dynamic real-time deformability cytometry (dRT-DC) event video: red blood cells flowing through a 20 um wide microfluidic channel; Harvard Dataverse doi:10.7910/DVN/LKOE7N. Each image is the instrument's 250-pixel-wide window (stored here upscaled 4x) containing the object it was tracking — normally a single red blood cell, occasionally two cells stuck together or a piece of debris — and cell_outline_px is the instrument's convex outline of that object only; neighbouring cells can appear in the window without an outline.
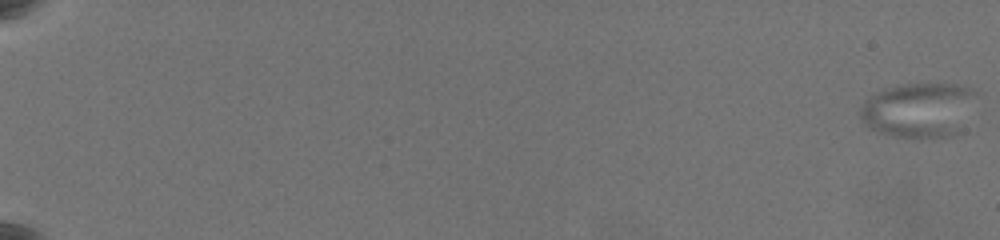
{"species": "common noctule bat (a hibernating species)", "species_latin": "Nyctalus noctula", "temperature_condition": "warm", "stored_images_in_passage": 63, "camera_frame_rate_fps": 3000, "um_per_image_px": 0.085, "animal": {"sex": "female", "body_mass_g": 19.5, "forearm_length_mm": 54.1}, "frame": {"image": 1, "passage_image": 1, "time_ms": 0.0, "image_size_px": [1000, 240], "cell_outline_px": [[980, 92], [956, 136], [892, 136], [868, 128], [864, 124], [860, 116], [860, 108], [876, 92], [888, 88], [904, 84], [956, 84]], "centroid_in_image_um": [78.12, 9.33], "position_along_channel_um": 6.9, "area_um2": 36.53}}
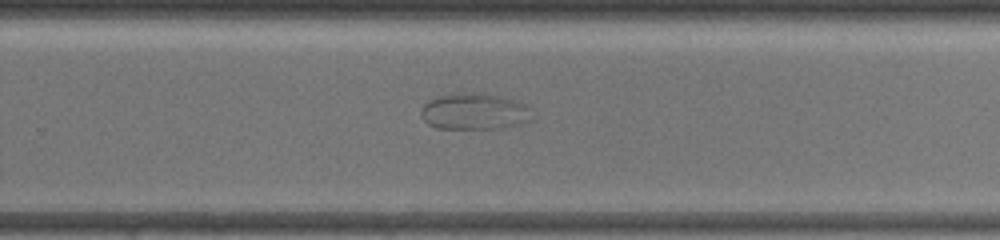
{"frame": {"image": 2, "passage_image": 45, "time_ms": 14.667, "image_size_px": [1000, 240], "cell_outline_px": [[532, 120], [500, 128], [436, 128], [428, 124], [420, 116], [420, 112], [424, 104], [440, 96], [460, 92], [480, 92], [512, 100], [524, 104], [528, 108]], "centroid_in_image_um": [40.27, 9.47], "position_along_channel_um": 289.5, "area_um2": 23.12}}
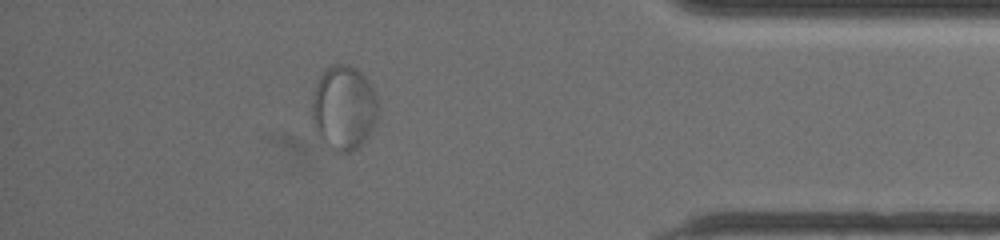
{"frame": {"image": 3, "passage_image": 57, "time_ms": 18.667, "image_size_px": [1000, 240], "cell_outline_px": [[376, 120], [368, 136], [356, 148], [348, 152], [336, 152], [320, 140], [316, 132], [312, 116], [312, 100], [316, 84], [320, 76], [332, 64], [348, 64], [356, 68], [368, 80], [376, 96]], "centroid_in_image_um": [29.19, 9.16], "position_along_channel_um": 406.0, "area_um2": 32.19}}